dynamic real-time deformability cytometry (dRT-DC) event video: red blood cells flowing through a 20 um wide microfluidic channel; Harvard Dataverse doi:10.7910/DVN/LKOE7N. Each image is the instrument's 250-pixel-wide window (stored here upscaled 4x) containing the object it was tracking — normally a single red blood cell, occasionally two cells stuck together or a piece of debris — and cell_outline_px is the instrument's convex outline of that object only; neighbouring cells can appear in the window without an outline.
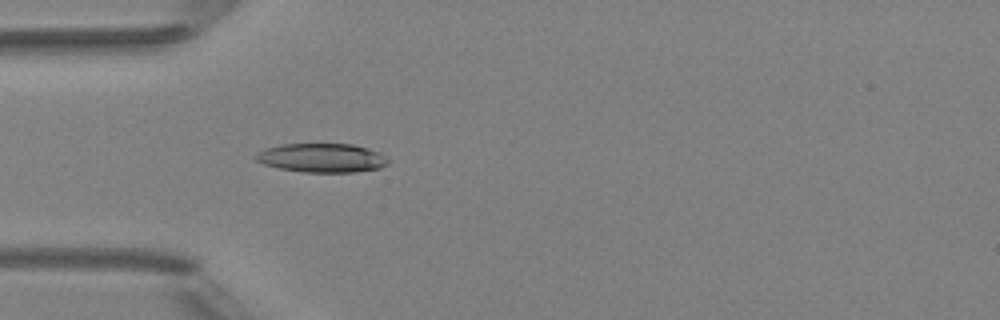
{"species": "Egyptian fruit bat (a non-hibernating species)", "species_latin": "Rousettus aegyptiacus", "temperature_condition": "room temperature", "stored_images_in_passage": 3, "camera_frame_rate_fps": 3000, "um_per_image_px": 0.085, "animal": {"sex": "female"}, "frame": {"image": 1, "passage_image": 3, "time_ms": 2.333, "image_size_px": [1000, 320], "cell_outline_px": [[388, 164], [380, 168], [352, 172], [304, 172], [280, 168], [264, 164], [256, 160], [252, 156], [256, 152], [264, 148], [280, 144], [352, 144], [368, 148], [380, 152], [388, 160]], "centroid_in_image_um": [27.32, 13.41], "position_along_channel_um": 57.7, "area_um2": 22.43}}